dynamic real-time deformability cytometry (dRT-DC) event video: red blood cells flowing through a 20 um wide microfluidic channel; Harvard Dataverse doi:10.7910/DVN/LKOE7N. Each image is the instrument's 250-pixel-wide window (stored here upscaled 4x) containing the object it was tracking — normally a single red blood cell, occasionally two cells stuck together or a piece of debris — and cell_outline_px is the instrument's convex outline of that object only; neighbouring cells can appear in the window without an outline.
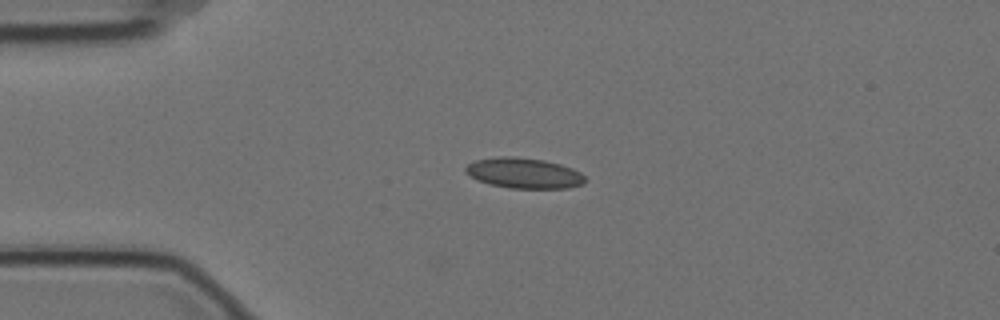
{"species": "Egyptian fruit bat (a non-hibernating species)", "species_latin": "Rousettus aegyptiacus", "temperature_condition": "cold", "stored_images_in_passage": 3, "camera_frame_rate_fps": 3000, "um_per_image_px": 0.085, "animal": {"sex": "female"}, "frame": {"image": 1, "passage_image": 3, "time_ms": 0.667, "image_size_px": [1000, 320], "cell_outline_px": [[584, 184], [568, 188], [508, 188], [476, 180], [464, 172], [464, 168], [468, 164], [476, 160], [496, 156], [516, 156], [544, 160], [560, 164], [572, 168], [580, 172], [584, 176]], "centroid_in_image_um": [44.51, 14.7], "position_along_channel_um": 40.5, "area_um2": 21.33}}